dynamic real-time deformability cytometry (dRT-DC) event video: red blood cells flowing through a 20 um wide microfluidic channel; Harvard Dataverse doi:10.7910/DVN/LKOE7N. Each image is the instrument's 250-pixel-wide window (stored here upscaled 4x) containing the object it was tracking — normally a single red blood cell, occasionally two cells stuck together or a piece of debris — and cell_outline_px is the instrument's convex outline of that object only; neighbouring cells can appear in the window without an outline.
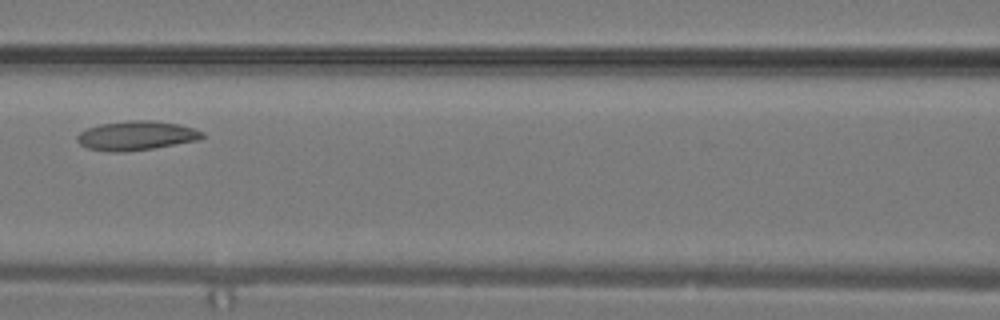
{"species": "common noctule bat (a hibernating species)", "species_latin": "Nyctalus noctula", "temperature_condition": "warm", "stored_images_in_passage": 9, "camera_frame_rate_fps": 3000, "um_per_image_px": 0.085, "animal": {"sex": "male", "body_mass_g": 19.2, "forearm_length_mm": 51.8}, "frame": {"image": 1, "passage_image": 6, "time_ms": 1.667, "image_size_px": [1000, 320], "cell_outline_px": [[204, 136], [196, 140], [152, 148], [124, 152], [108, 152], [88, 148], [80, 144], [76, 140], [76, 136], [80, 132], [88, 128], [100, 124], [128, 120], [152, 120], [180, 124], [204, 132]], "centroid_in_image_um": [11.55, 11.52], "position_along_channel_um": 155.1, "area_um2": 21.21}}
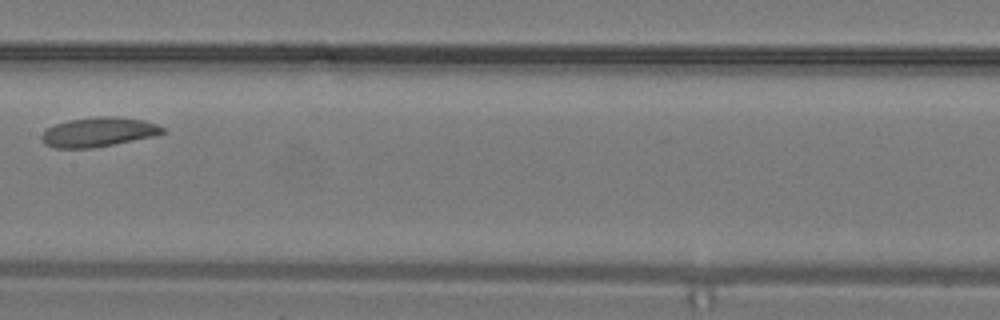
{"frame": {"image": 2, "passage_image": 8, "time_ms": 2.333, "image_size_px": [1000, 320], "cell_outline_px": [[164, 132], [156, 136], [92, 148], [56, 148], [44, 144], [40, 140], [40, 136], [48, 128], [56, 124], [68, 120], [96, 116], [116, 116], [144, 120], [156, 124], [164, 128]], "centroid_in_image_um": [8.36, 11.22], "position_along_channel_um": 199.0, "area_um2": 20.81}}